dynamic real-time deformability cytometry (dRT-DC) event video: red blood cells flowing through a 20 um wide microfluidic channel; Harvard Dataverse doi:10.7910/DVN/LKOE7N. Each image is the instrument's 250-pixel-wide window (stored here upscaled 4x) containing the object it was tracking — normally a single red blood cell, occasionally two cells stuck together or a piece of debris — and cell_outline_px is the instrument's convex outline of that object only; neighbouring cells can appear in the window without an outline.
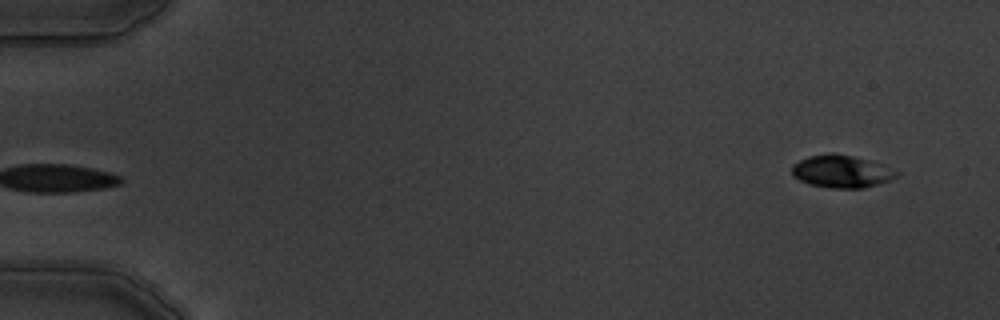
{"species": "common noctule bat (a hibernating species)", "species_latin": "Nyctalus noctula", "temperature_condition": "warm", "stored_images_in_passage": 2, "camera_frame_rate_fps": 3000, "um_per_image_px": 0.085, "animal": {"sex": "male", "body_mass_g": 19.5, "forearm_length_mm": 54.6}, "frame": {"image": 1, "passage_image": 2, "time_ms": 1.333, "image_size_px": [1000, 320], "cell_outline_px": [[900, 172], [892, 180], [880, 184], [864, 188], [828, 188], [808, 184], [792, 176], [792, 164], [808, 156], [832, 152], [852, 156], [868, 160], [880, 164]], "centroid_in_image_um": [71.51, 14.58], "position_along_channel_um": 13.5, "area_um2": 20.0}}